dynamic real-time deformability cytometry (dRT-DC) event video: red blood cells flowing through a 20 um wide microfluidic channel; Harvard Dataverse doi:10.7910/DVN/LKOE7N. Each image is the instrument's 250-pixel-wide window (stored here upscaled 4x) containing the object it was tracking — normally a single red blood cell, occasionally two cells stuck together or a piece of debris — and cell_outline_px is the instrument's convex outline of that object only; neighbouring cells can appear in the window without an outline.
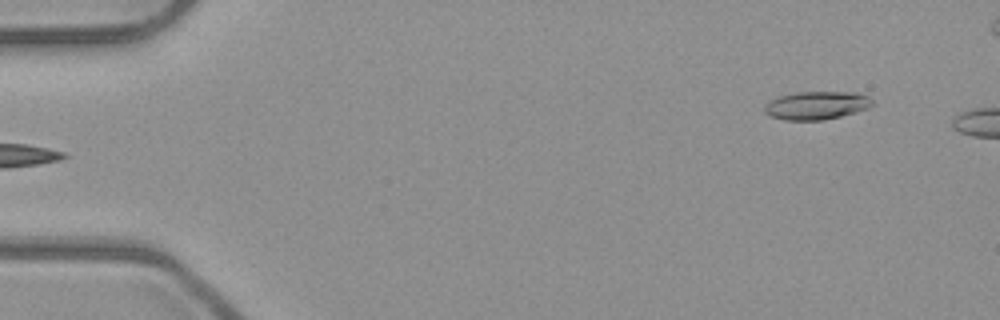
{"species": "common noctule bat (a hibernating species)", "species_latin": "Nyctalus noctula", "temperature_condition": "room temperature", "stored_images_in_passage": 5, "segment_of_instrument_passage": [2, 2], "camera_frame_rate_fps": 3000, "um_per_image_px": 0.085, "animal": {"sex": "male", "body_mass_g": 23.1, "forearm_length_mm": 52.7}, "frame": {"image": 1, "passage_image": 5, "time_ms": 1.333, "image_size_px": [1000, 320], "cell_outline_px": [[872, 104], [868, 108], [840, 116], [820, 120], [784, 120], [772, 116], [764, 112], [764, 104], [780, 96], [796, 92], [856, 92], [868, 96], [872, 100]], "centroid_in_image_um": [69.39, 8.95], "position_along_channel_um": 15.6, "area_um2": 17.51}}